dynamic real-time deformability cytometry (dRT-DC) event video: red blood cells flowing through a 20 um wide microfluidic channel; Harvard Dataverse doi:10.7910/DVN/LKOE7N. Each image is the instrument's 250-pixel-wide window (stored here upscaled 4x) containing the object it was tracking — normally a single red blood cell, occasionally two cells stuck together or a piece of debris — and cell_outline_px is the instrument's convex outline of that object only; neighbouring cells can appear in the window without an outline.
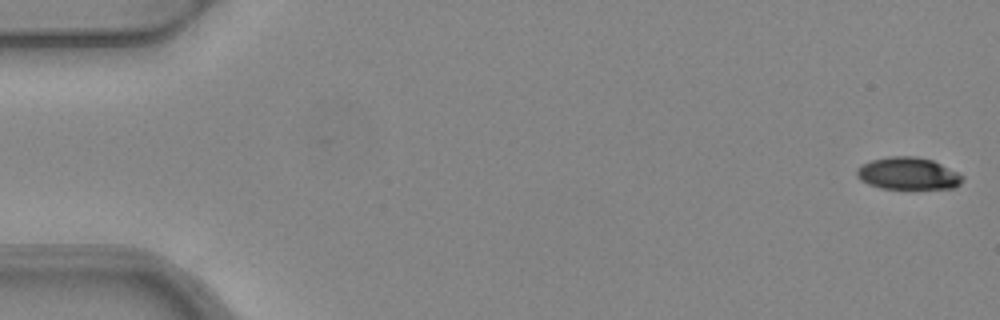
{"species": "common noctule bat (a hibernating species)", "species_latin": "Nyctalus noctula", "temperature_condition": "warm", "stored_images_in_passage": 5, "camera_frame_rate_fps": 3000, "um_per_image_px": 0.085, "animal": {"sex": "female", "body_mass_g": 24.6, "forearm_length_mm": 56.2}, "frame": {"image": 1, "passage_image": 1, "time_ms": 0.0, "image_size_px": [1000, 320], "cell_outline_px": [[964, 180], [956, 188], [880, 188], [868, 184], [860, 180], [856, 176], [856, 168], [872, 160], [888, 156], [916, 156], [932, 160], [964, 176]], "centroid_in_image_um": [77.17, 14.75], "position_along_channel_um": 7.8, "area_um2": 19.77}}
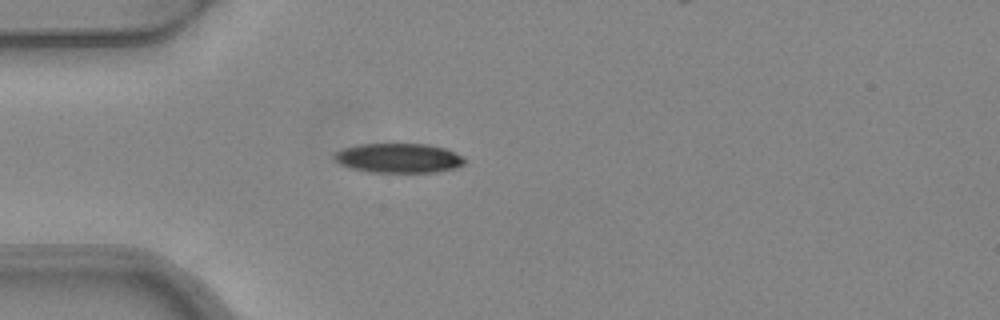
{"frame": {"image": 2, "passage_image": 4, "time_ms": 1.0, "image_size_px": [1000, 320], "cell_outline_px": [[464, 164], [456, 168], [436, 172], [368, 172], [352, 168], [340, 164], [332, 156], [332, 152], [344, 148], [360, 144], [428, 144], [444, 148], [464, 156]], "centroid_in_image_um": [33.87, 13.43], "position_along_channel_um": 51.1, "area_um2": 22.48}}